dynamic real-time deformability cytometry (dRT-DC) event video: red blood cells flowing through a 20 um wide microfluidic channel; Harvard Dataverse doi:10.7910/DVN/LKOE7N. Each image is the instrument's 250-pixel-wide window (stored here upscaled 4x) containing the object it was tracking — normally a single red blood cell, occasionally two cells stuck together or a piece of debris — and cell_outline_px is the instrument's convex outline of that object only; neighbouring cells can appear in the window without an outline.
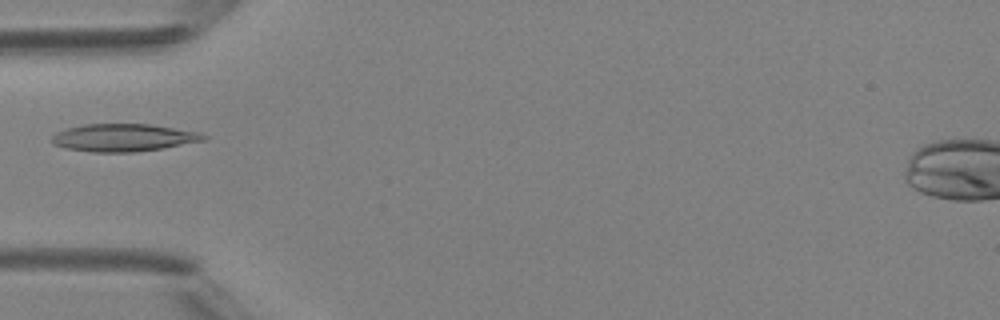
{"species": "Egyptian fruit bat (a non-hibernating species)", "species_latin": "Rousettus aegyptiacus", "temperature_condition": "room temperature", "stored_images_in_passage": 5, "camera_frame_rate_fps": 3000, "um_per_image_px": 0.085, "animal": {"sex": "female"}, "frame": {"image": 1, "passage_image": 4, "time_ms": 4.333, "image_size_px": [1000, 320], "cell_outline_px": [[208, 136], [204, 140], [160, 148], [132, 152], [92, 152], [64, 148], [52, 144], [52, 136], [56, 132], [68, 128], [84, 124], [152, 124], [200, 132]], "centroid_in_image_um": [10.47, 11.69], "position_along_channel_um": 74.5, "area_um2": 24.28}}
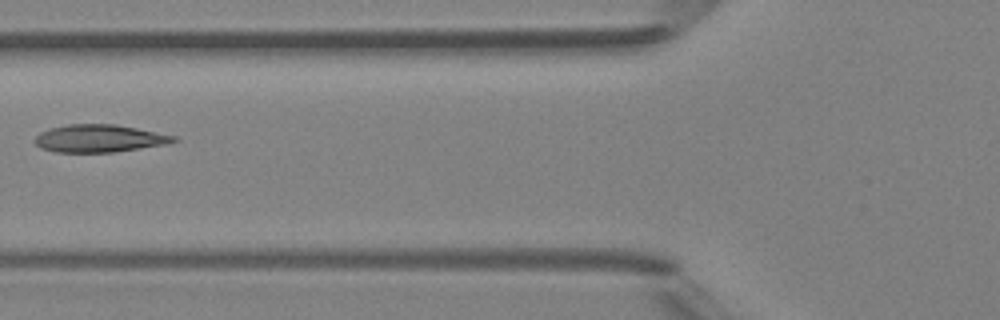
{"frame": {"image": 2, "passage_image": 5, "time_ms": 5.333, "image_size_px": [1000, 320], "cell_outline_px": [[176, 140], [164, 144], [112, 152], [56, 152], [40, 148], [32, 140], [40, 132], [52, 128], [68, 124], [116, 124], [176, 136]], "centroid_in_image_um": [8.37, 11.76], "position_along_channel_um": 117.4, "area_um2": 22.02}}